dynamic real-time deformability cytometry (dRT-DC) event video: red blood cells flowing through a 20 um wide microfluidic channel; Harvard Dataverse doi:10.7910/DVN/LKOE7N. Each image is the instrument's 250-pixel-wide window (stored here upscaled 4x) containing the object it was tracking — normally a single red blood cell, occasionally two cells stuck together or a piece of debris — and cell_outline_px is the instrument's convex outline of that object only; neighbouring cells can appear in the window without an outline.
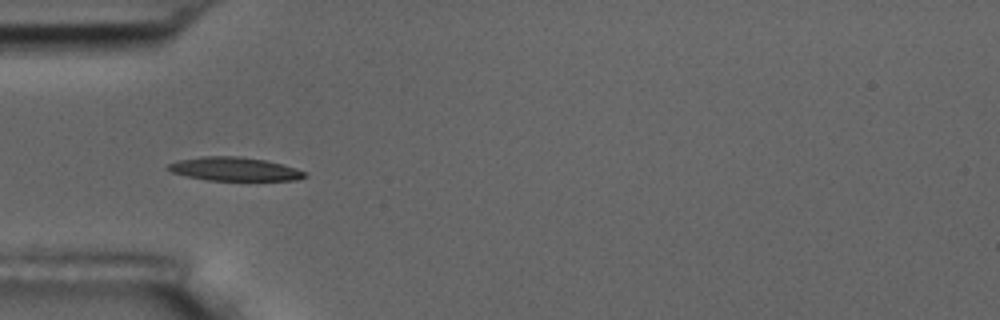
{"species": "common noctule bat (a hibernating species)", "species_latin": "Nyctalus noctula", "temperature_condition": "room temperature", "stored_images_in_passage": 6, "camera_frame_rate_fps": 3000, "um_per_image_px": 0.085, "animal": {"sex": "male", "body_mass_g": 17.5, "forearm_length_mm": 52.3}, "frame": {"image": 1, "passage_image": 2, "time_ms": 1.0, "image_size_px": [1000, 320], "cell_outline_px": [[308, 176], [296, 180], [208, 180], [188, 176], [172, 172], [164, 168], [168, 164], [176, 160], [204, 156], [240, 156], [264, 160], [284, 164], [308, 172]], "centroid_in_image_um": [19.94, 14.36], "position_along_channel_um": 65.1, "area_um2": 18.9}}
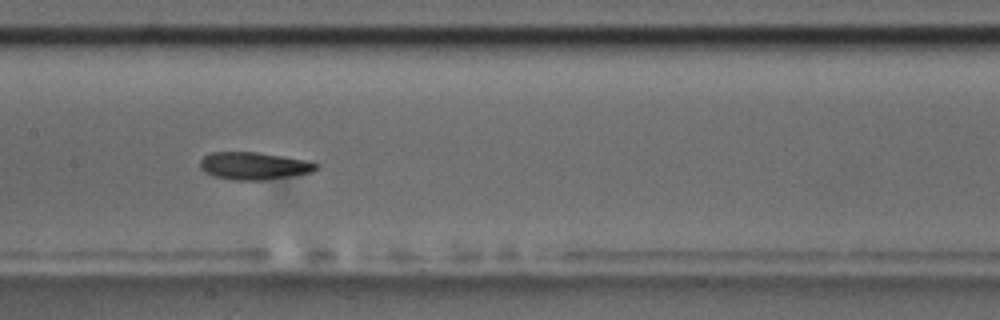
{"frame": {"image": 2, "passage_image": 5, "time_ms": 4.333, "image_size_px": [1000, 320], "cell_outline_px": [[320, 164], [312, 172], [264, 180], [236, 180], [216, 176], [204, 172], [200, 168], [200, 160], [204, 156], [212, 152], [256, 152], [312, 160]], "centroid_in_image_um": [21.62, 14.08], "position_along_channel_um": 185.8, "area_um2": 18.61}}
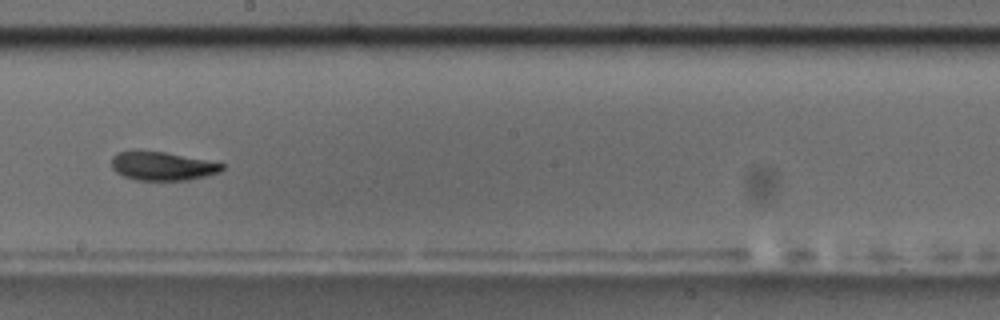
{"frame": {"image": 3, "passage_image": 6, "time_ms": 5.667, "image_size_px": [1000, 320], "cell_outline_px": [[224, 168], [220, 172], [188, 180], [136, 180], [124, 176], [116, 172], [112, 168], [112, 156], [116, 152], [164, 152], [224, 164]], "centroid_in_image_um": [13.78, 14.13], "position_along_channel_um": 234.4, "area_um2": 17.98}}